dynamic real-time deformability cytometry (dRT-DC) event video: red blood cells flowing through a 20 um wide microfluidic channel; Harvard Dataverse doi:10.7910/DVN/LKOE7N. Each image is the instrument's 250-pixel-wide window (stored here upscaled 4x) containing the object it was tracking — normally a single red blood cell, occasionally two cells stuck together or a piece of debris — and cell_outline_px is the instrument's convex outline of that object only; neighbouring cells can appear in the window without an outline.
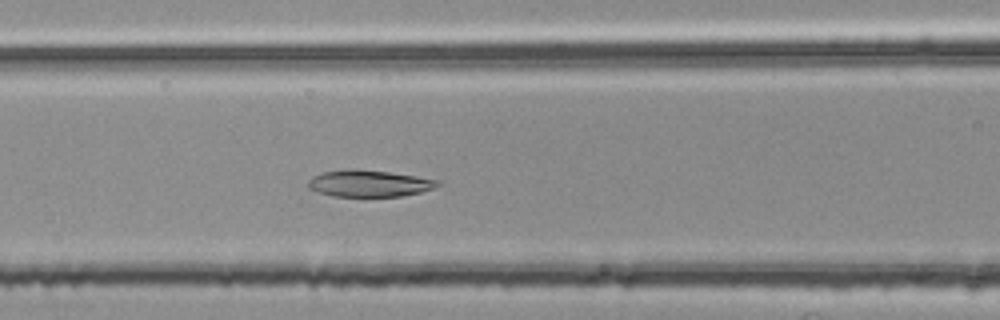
{"species": "common noctule bat (a hibernating species)", "species_latin": "Nyctalus noctula", "temperature_condition": "room temperature", "stored_images_in_passage": 38, "camera_frame_rate_fps": 3000, "um_per_image_px": 0.085, "animal": {"sex": "female", "body_mass_g": 25.1}, "frame": {"image": 1, "passage_image": 9, "time_ms": 2.667, "image_size_px": [1000, 320], "cell_outline_px": [[440, 184], [432, 188], [420, 192], [400, 196], [332, 196], [316, 192], [308, 188], [308, 180], [312, 176], [324, 172], [348, 168], [356, 168], [388, 172], [416, 176], [440, 180]], "centroid_in_image_um": [31.32, 15.58], "position_along_channel_um": 135.3, "area_um2": 20.17}}
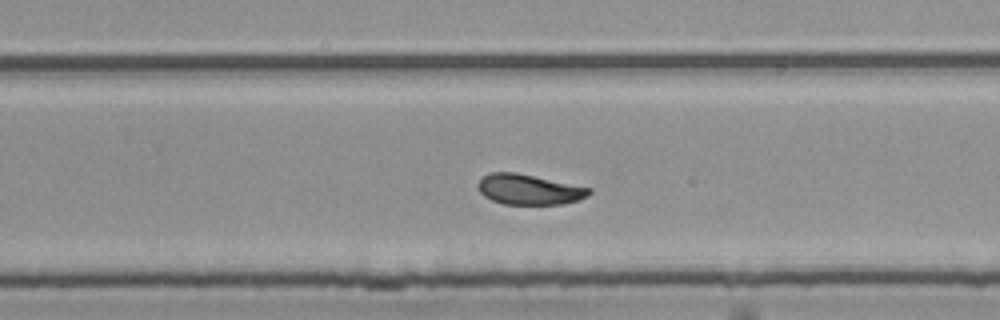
{"frame": {"image": 2, "passage_image": 21, "time_ms": 6.667, "image_size_px": [1000, 320], "cell_outline_px": [[592, 192], [588, 196], [580, 200], [564, 204], [504, 204], [492, 200], [484, 196], [480, 192], [476, 184], [488, 172], [516, 172], [592, 188]], "centroid_in_image_um": [44.98, 16.1], "position_along_channel_um": 284.8, "area_um2": 19.77}}
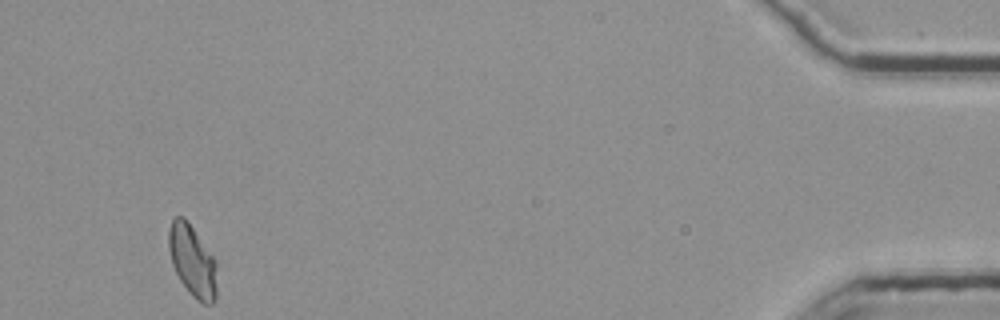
{"frame": {"image": 3, "passage_image": 38, "time_ms": 12.333, "image_size_px": [1000, 320], "cell_outline_px": [[216, 300], [212, 304], [204, 304], [196, 300], [188, 292], [180, 280], [172, 264], [168, 248], [168, 232], [172, 220], [176, 216], [184, 216], [216, 260]], "centroid_in_image_um": [16.35, 22.19], "position_along_channel_um": 418.8, "area_um2": 20.17}, "authors_computed_cell_mechanics": {"area_um2": 20.1722, "velocity_mm_per_s": 3.7511, "shape_relaxation_time_tau1_ms": null, "shape_relaxation_time_tau2_ms": 5.5709, "deformation_change_tau1": null, "deformation_change_tau2": 0.09}}